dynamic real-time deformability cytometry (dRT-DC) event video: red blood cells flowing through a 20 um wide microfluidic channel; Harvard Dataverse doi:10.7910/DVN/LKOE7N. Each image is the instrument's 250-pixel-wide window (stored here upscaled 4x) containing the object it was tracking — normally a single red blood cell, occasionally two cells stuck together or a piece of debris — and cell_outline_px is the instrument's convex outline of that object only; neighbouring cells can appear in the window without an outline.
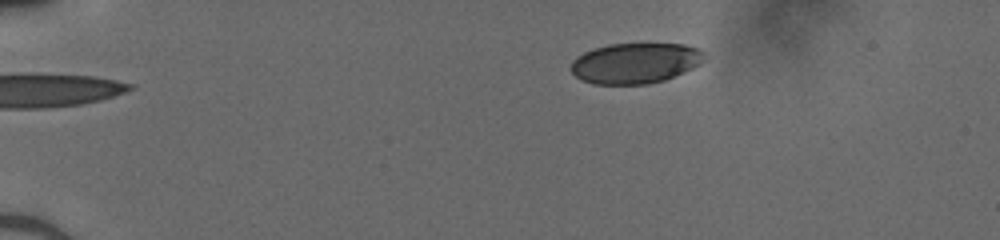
{"species": "human", "species_latin": "Homo sapiens", "temperature_condition": "cold", "stored_images_in_passage": 10, "camera_frame_rate_fps": 3000, "um_per_image_px": 0.085, "donor": {"sex": "male"}, "frame": {"image": 1, "passage_image": 1, "time_ms": 0.0, "image_size_px": [1000, 240], "cell_outline_px": [[704, 52], [700, 64], [684, 72], [664, 80], [648, 84], [592, 84], [576, 76], [572, 72], [572, 60], [576, 56], [592, 48], [608, 44], [684, 44], [700, 48]], "centroid_in_image_um": [53.99, 5.36], "position_along_channel_um": 31.0, "area_um2": 31.44}}
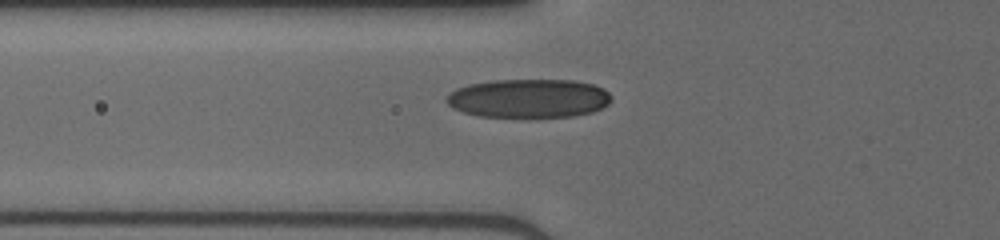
{"frame": {"image": 2, "passage_image": 9, "time_ms": 2.667, "image_size_px": [1000, 240], "cell_outline_px": [[612, 100], [608, 104], [592, 112], [572, 116], [480, 116], [464, 112], [452, 108], [448, 104], [448, 96], [456, 88], [468, 84], [492, 80], [572, 80], [592, 84], [604, 88], [612, 96]], "centroid_in_image_um": [44.97, 8.34], "position_along_channel_um": 80.8, "area_um2": 36.93}}